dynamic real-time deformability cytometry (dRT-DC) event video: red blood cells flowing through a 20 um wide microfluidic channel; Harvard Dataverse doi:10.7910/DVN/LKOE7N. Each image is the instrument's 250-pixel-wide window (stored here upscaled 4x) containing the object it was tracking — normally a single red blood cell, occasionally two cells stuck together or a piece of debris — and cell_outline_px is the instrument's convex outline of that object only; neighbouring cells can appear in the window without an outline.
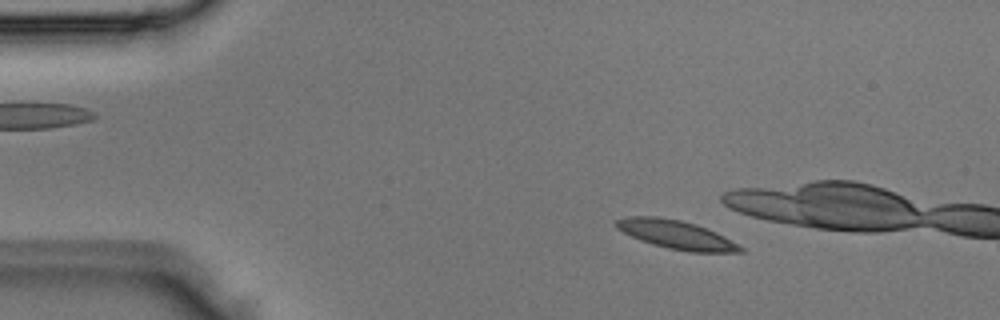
{"species": "Egyptian fruit bat (a non-hibernating species)", "species_latin": "Rousettus aegyptiacus", "temperature_condition": "room temperature", "stored_images_in_passage": 2, "camera_frame_rate_fps": 3000, "um_per_image_px": 0.085, "animal": {"sex": "male"}, "frame": {"image": 1, "passage_image": 2, "time_ms": 0.333, "image_size_px": [1000, 320], "cell_outline_px": [[744, 252], [692, 252], [668, 248], [652, 244], [632, 236], [616, 228], [616, 220], [628, 216], [656, 216], [680, 220], [696, 224], [716, 232], [724, 236], [744, 248]], "centroid_in_image_um": [57.5, 19.94], "position_along_channel_um": 27.5, "area_um2": 20.46}}